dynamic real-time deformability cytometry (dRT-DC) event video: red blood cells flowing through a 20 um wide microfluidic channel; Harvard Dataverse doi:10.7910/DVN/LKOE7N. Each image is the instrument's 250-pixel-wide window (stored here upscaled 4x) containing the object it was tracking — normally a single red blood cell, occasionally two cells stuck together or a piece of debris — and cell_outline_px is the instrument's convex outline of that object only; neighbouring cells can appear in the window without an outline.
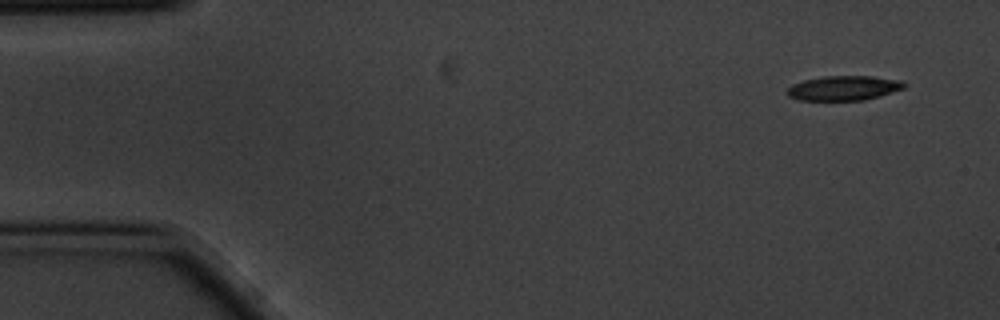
{"species": "common noctule bat (a hibernating species)", "species_latin": "Nyctalus noctula", "temperature_condition": "cold", "stored_images_in_passage": 3, "camera_frame_rate_fps": 3000, "um_per_image_px": 0.085, "animal": {"sex": "male", "body_mass_g": 20.1, "forearm_length_mm": 53.5}, "frame": {"image": 1, "passage_image": 1, "time_ms": 0.0, "image_size_px": [1000, 320], "cell_outline_px": [[908, 84], [904, 88], [880, 96], [864, 100], [800, 100], [788, 96], [784, 92], [792, 84], [804, 80], [824, 76], [872, 76], [904, 80]], "centroid_in_image_um": [71.74, 7.48], "position_along_channel_um": 13.3, "area_um2": 16.99}}
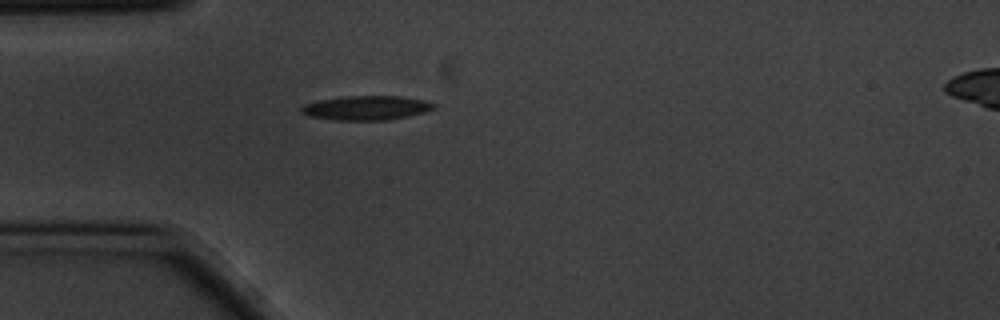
{"frame": {"image": 2, "passage_image": 3, "time_ms": 0.667, "image_size_px": [1000, 320], "cell_outline_px": [[436, 108], [424, 112], [408, 116], [388, 120], [336, 120], [308, 116], [300, 112], [300, 108], [304, 104], [320, 100], [344, 96], [400, 96], [424, 100], [436, 104]], "centroid_in_image_um": [31.14, 9.17], "position_along_channel_um": 53.9, "area_um2": 18.79}}